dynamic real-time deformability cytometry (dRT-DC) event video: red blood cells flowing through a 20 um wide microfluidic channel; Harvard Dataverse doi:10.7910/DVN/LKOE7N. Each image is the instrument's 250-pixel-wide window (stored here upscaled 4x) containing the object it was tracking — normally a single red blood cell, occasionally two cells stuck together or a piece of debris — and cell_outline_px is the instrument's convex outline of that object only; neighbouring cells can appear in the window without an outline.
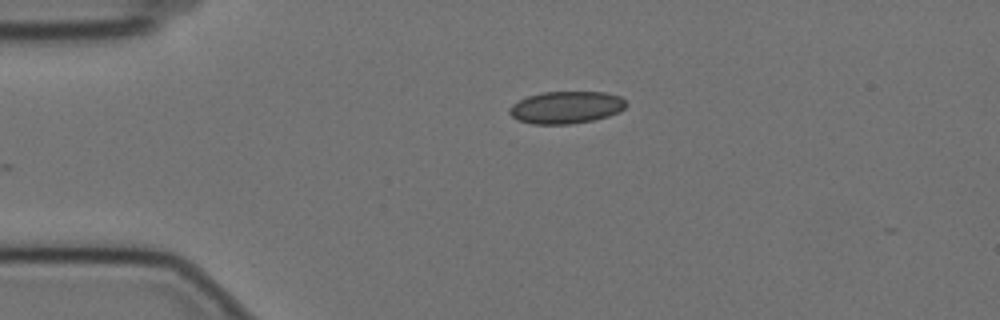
{"species": "Egyptian fruit bat (a non-hibernating species)", "species_latin": "Rousettus aegyptiacus", "temperature_condition": "cold", "stored_images_in_passage": 5, "camera_frame_rate_fps": 3000, "um_per_image_px": 0.085, "animal": {"sex": "female"}, "frame": {"image": 1, "passage_image": 1, "time_ms": 0.0, "image_size_px": [1000, 320], "cell_outline_px": [[628, 104], [620, 112], [608, 116], [592, 120], [568, 124], [532, 124], [516, 120], [508, 112], [508, 108], [512, 104], [528, 96], [544, 92], [604, 92], [620, 96]], "centroid_in_image_um": [48.11, 9.13], "position_along_channel_um": 36.9, "area_um2": 21.96}}